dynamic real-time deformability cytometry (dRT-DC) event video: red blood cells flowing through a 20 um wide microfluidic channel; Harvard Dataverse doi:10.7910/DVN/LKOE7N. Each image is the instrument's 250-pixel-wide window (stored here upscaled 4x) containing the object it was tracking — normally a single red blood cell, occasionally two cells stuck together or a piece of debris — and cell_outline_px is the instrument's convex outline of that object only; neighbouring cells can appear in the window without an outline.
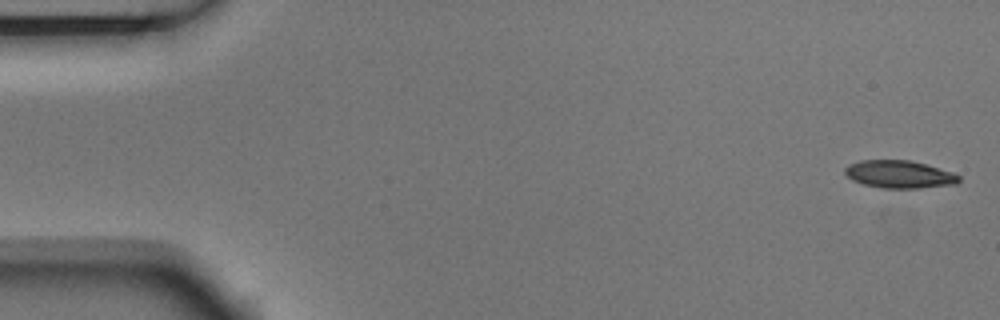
{"species": "Egyptian fruit bat (a non-hibernating species)", "species_latin": "Rousettus aegyptiacus", "temperature_condition": "room temperature", "stored_images_in_passage": 5, "camera_frame_rate_fps": 3000, "um_per_image_px": 0.085, "animal": {"sex": "male"}, "frame": {"image": 1, "passage_image": 1, "time_ms": 0.0, "image_size_px": [1000, 320], "cell_outline_px": [[960, 180], [956, 184], [920, 188], [880, 188], [864, 184], [852, 180], [844, 172], [844, 168], [848, 164], [860, 160], [908, 160], [924, 164], [952, 172], [960, 176]], "centroid_in_image_um": [76.42, 14.82], "position_along_channel_um": 8.6, "area_um2": 18.32}}
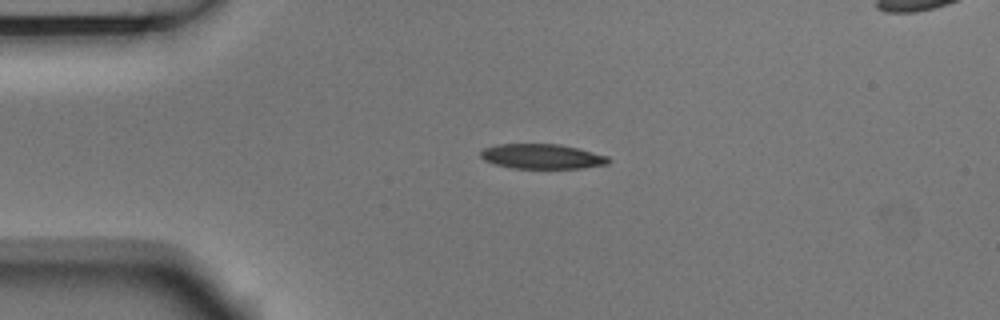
{"frame": {"image": 2, "passage_image": 4, "time_ms": 1.0, "image_size_px": [1000, 320], "cell_outline_px": [[612, 160], [608, 164], [580, 168], [512, 168], [496, 164], [484, 160], [480, 156], [480, 152], [484, 148], [496, 144], [560, 144], [608, 156]], "centroid_in_image_um": [46.07, 13.29], "position_along_channel_um": 38.9, "area_um2": 18.44}}